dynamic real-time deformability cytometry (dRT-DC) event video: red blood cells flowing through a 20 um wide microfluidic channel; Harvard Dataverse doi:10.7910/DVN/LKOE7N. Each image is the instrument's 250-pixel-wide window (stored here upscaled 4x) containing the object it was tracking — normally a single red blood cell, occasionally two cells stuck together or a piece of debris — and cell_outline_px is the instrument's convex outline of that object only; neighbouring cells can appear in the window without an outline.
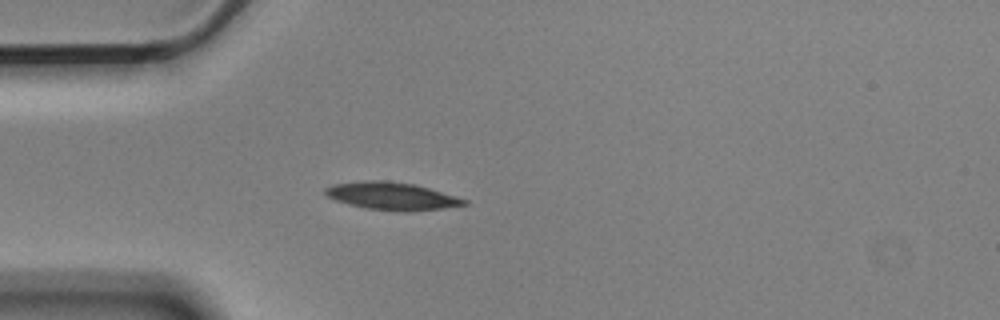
{"species": "Egyptian fruit bat (a non-hibernating species)", "species_latin": "Rousettus aegyptiacus", "temperature_condition": "cold", "stored_images_in_passage": 4, "camera_frame_rate_fps": 3000, "um_per_image_px": 0.085, "animal": {"sex": "male"}, "frame": {"image": 1, "passage_image": 4, "time_ms": 1.0, "image_size_px": [1000, 320], "cell_outline_px": [[468, 204], [444, 208], [408, 212], [396, 212], [364, 208], [348, 204], [336, 200], [328, 196], [324, 192], [324, 188], [332, 184], [368, 180], [384, 180], [412, 184], [428, 188], [456, 196], [468, 200]], "centroid_in_image_um": [33.29, 16.68], "position_along_channel_um": 51.7, "area_um2": 22.43}}